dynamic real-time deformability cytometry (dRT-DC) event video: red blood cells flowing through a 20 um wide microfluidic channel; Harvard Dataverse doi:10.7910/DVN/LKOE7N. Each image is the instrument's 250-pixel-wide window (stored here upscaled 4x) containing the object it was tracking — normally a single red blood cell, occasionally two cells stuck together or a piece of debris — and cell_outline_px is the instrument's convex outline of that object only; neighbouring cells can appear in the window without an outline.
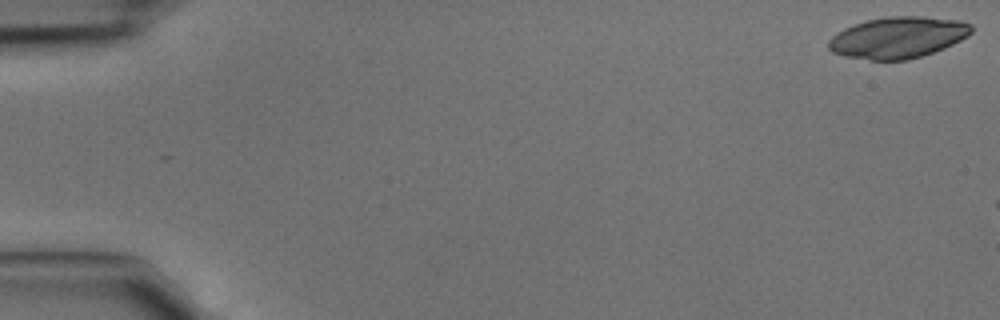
{"species": "common noctule bat (a hibernating species)", "species_latin": "Nyctalus noctula", "temperature_condition": "cold", "stored_images_in_passage": 6, "camera_frame_rate_fps": 3000, "um_per_image_px": 0.085, "animal": {"sex": "male", "body_mass_g": 15.6}, "frame": {"image": 1, "passage_image": 1, "time_ms": 0.0, "image_size_px": [1000, 320], "cell_outline_px": [[972, 32], [968, 36], [944, 48], [908, 60], [868, 60], [844, 56], [832, 52], [828, 48], [828, 40], [836, 32], [844, 28], [864, 20], [888, 16], [924, 16], [960, 20], [972, 24]], "centroid_in_image_um": [76.31, 3.18], "position_along_channel_um": 8.7, "area_um2": 34.68}}